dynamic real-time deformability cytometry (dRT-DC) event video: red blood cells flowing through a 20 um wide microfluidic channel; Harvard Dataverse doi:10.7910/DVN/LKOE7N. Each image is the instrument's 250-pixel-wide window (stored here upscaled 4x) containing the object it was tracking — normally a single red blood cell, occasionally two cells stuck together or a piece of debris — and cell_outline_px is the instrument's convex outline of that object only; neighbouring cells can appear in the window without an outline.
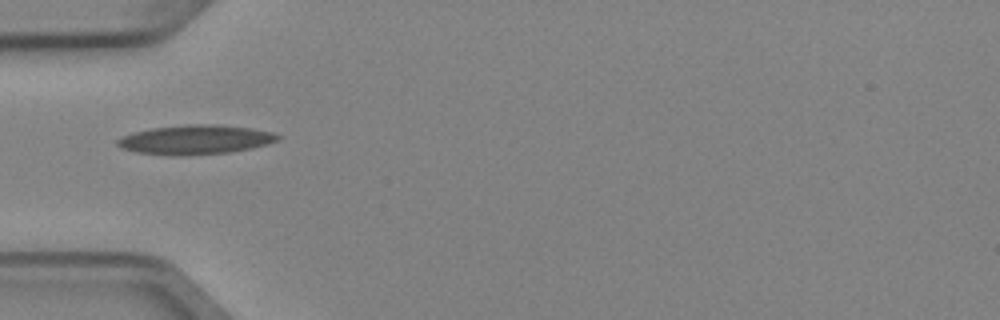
{"species": "Egyptian fruit bat (a non-hibernating species)", "species_latin": "Rousettus aegyptiacus", "temperature_condition": "cold", "stored_images_in_passage": 2, "camera_frame_rate_fps": 3000, "um_per_image_px": 0.085, "animal": {"sex": "female"}, "frame": {"image": 1, "passage_image": 2, "time_ms": 0.333, "image_size_px": [1000, 320], "cell_outline_px": [[280, 136], [276, 140], [252, 148], [228, 152], [188, 156], [168, 156], [136, 152], [120, 148], [116, 144], [116, 140], [120, 136], [132, 132], [152, 128], [188, 124], [216, 124], [252, 128], [272, 132]], "centroid_in_image_um": [16.52, 11.88], "position_along_channel_um": 68.5, "area_um2": 27.63}}